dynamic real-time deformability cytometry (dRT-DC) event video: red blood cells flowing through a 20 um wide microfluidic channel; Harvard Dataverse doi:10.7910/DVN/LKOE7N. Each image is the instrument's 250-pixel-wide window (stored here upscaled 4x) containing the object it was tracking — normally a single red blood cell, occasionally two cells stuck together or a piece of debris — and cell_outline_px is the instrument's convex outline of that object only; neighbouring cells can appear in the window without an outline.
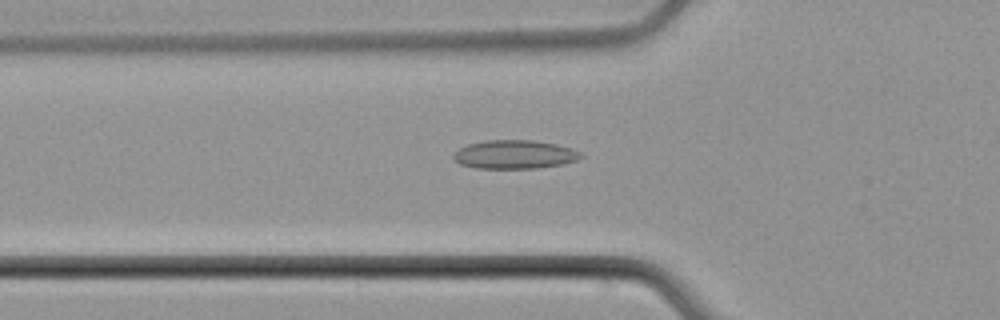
{"species": "common noctule bat (a hibernating species)", "species_latin": "Nyctalus noctula", "temperature_condition": "cold", "stored_images_in_passage": 35, "camera_frame_rate_fps": 3000, "um_per_image_px": 0.085, "animal": {"sex": "male", "body_mass_g": 21.5, "forearm_length_mm": 52.0}, "frame": {"image": 1, "passage_image": 5, "time_ms": 1.333, "image_size_px": [1000, 320], "cell_outline_px": [[584, 156], [576, 160], [560, 164], [536, 168], [476, 168], [460, 164], [452, 156], [460, 148], [468, 144], [488, 140], [532, 140], [556, 144], [580, 152]], "centroid_in_image_um": [43.72, 13.13], "position_along_channel_um": 82.1, "area_um2": 20.92}}
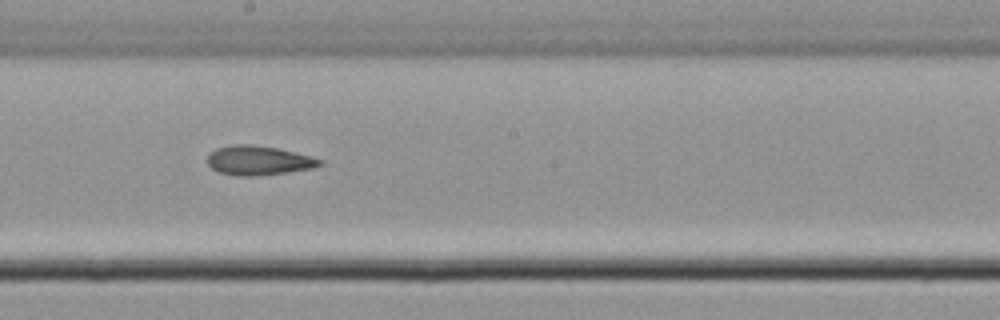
{"frame": {"image": 2, "passage_image": 16, "time_ms": 5.0, "image_size_px": [1000, 320], "cell_outline_px": [[324, 164], [312, 168], [288, 172], [256, 176], [236, 176], [220, 172], [212, 168], [208, 164], [208, 156], [216, 148], [236, 144], [248, 144], [276, 148], [312, 156], [324, 160]], "centroid_in_image_um": [22.01, 13.64], "position_along_channel_um": 226.2, "area_um2": 19.13}}
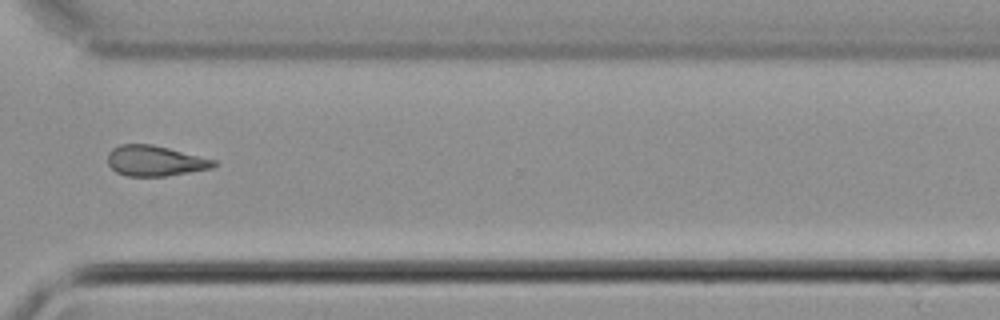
{"frame": {"image": 3, "passage_image": 26, "time_ms": 8.333, "image_size_px": [1000, 320], "cell_outline_px": [[220, 164], [212, 168], [164, 176], [128, 176], [116, 172], [108, 164], [108, 152], [112, 148], [120, 144], [152, 144], [216, 160]], "centroid_in_image_um": [13.17, 13.66], "position_along_channel_um": 357.4, "area_um2": 18.79}}